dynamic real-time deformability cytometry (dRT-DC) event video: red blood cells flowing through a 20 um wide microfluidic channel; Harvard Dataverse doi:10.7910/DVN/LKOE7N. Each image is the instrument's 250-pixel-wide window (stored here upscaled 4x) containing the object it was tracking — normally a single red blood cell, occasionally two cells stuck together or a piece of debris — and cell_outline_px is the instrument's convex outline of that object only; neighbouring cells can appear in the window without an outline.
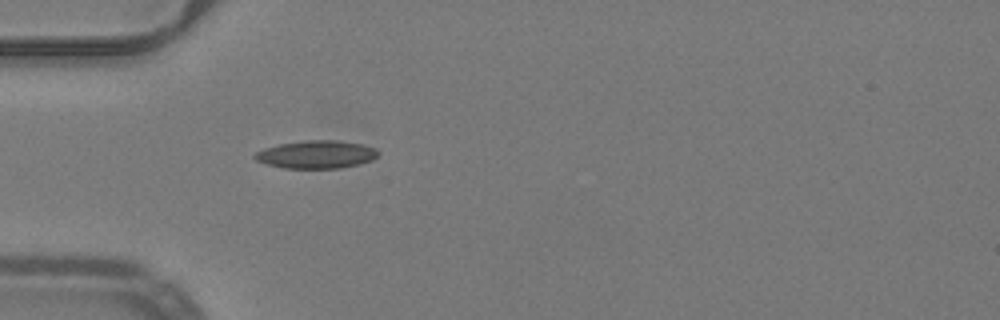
{"species": "common noctule bat (a hibernating species)", "species_latin": "Nyctalus noctula", "temperature_condition": "warm", "stored_images_in_passage": 37, "camera_frame_rate_fps": 3000, "um_per_image_px": 0.085, "animal": {"sex": "male", "body_mass_g": 19.2, "forearm_length_mm": 51.8}, "frame": {"image": 1, "passage_image": 1, "time_ms": 0.0, "image_size_px": [1000, 320], "cell_outline_px": [[380, 152], [372, 160], [340, 168], [284, 168], [268, 164], [256, 160], [252, 156], [256, 152], [264, 148], [280, 144], [308, 140], [340, 140], [360, 144], [376, 148]], "centroid_in_image_um": [26.89, 13.12], "position_along_channel_um": 58.1, "area_um2": 19.88}}
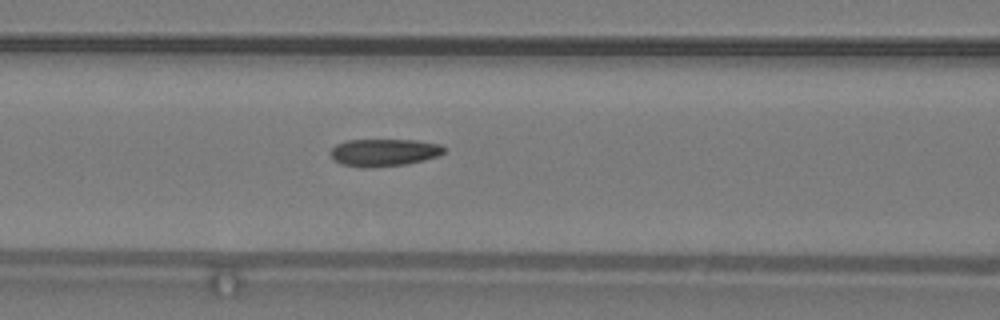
{"frame": {"image": 2, "passage_image": 7, "time_ms": 2.0, "image_size_px": [1000, 320], "cell_outline_px": [[448, 148], [440, 156], [408, 164], [372, 168], [360, 168], [340, 164], [332, 160], [328, 152], [336, 144], [344, 140], [416, 140], [440, 144]], "centroid_in_image_um": [32.62, 12.97], "position_along_channel_um": 134.0, "area_um2": 18.73}}
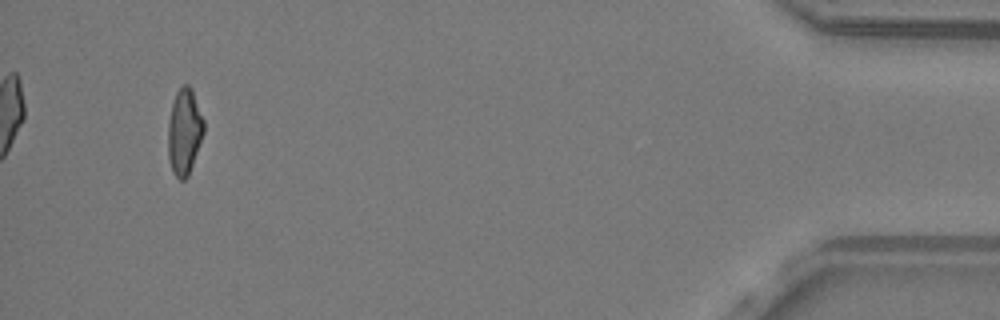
{"frame": {"image": 3, "passage_image": 34, "time_ms": 11.0, "image_size_px": [1000, 320], "cell_outline_px": [[204, 132], [188, 176], [184, 180], [180, 180], [172, 172], [168, 160], [168, 120], [172, 104], [176, 92], [184, 84], [188, 84], [192, 88], [204, 120]], "centroid_in_image_um": [15.66, 11.19], "position_along_channel_um": 419.5, "area_um2": 18.03}, "authors_computed_cell_mechanics": {"area_um2": 18.3226, "velocity_mm_per_s": 4.0161, "shape_relaxation_time_tau1_ms": null, "shape_relaxation_time_tau2_ms": 2.0229, "deformation_change_tau1": null, "deformation_change_tau2": 0.0989}}